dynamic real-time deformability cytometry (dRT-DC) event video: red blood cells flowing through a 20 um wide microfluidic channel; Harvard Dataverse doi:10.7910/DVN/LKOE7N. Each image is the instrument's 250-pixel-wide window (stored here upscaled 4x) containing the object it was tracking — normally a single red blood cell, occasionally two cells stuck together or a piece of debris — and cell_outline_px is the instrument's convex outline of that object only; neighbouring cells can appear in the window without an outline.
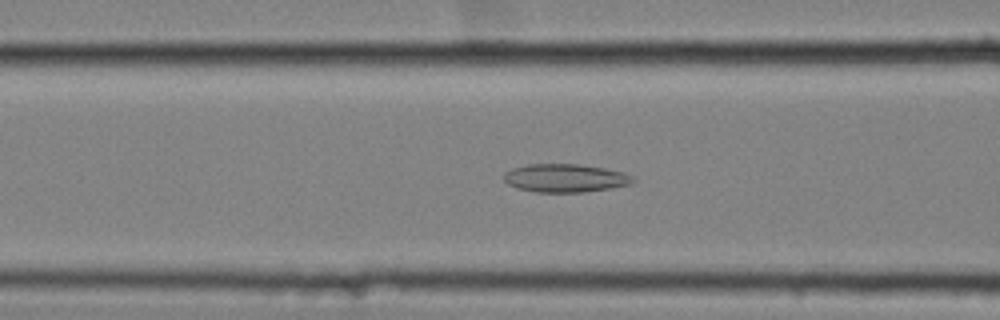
{"species": "common noctule bat (a hibernating species)", "species_latin": "Nyctalus noctula", "temperature_condition": "cold", "stored_images_in_passage": 46, "camera_frame_rate_fps": 3000, "um_per_image_px": 0.085, "animal": {"sex": "female", "body_mass_g": 25.1}, "frame": {"image": 1, "passage_image": 12, "time_ms": 3.667, "image_size_px": [1000, 320], "cell_outline_px": [[636, 180], [632, 184], [612, 188], [584, 192], [536, 192], [516, 188], [508, 184], [504, 180], [504, 172], [512, 168], [528, 164], [580, 164], [604, 168], [624, 172], [632, 176]], "centroid_in_image_um": [48.06, 15.14], "position_along_channel_um": 118.5, "area_um2": 21.44}}
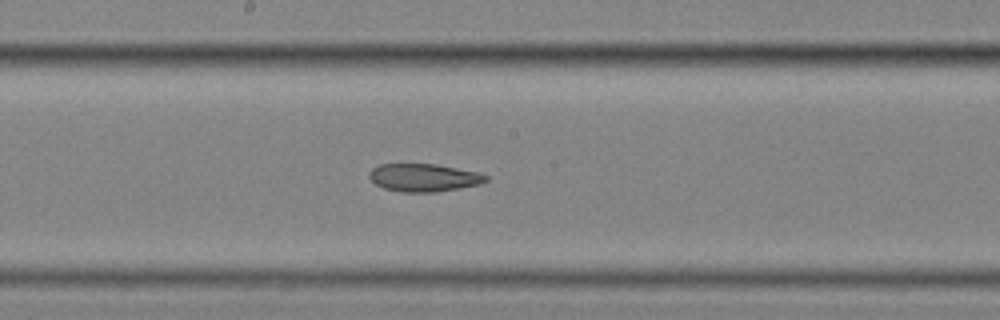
{"frame": {"image": 2, "passage_image": 20, "time_ms": 6.333, "image_size_px": [1000, 320], "cell_outline_px": [[488, 180], [480, 184], [436, 192], [400, 192], [384, 188], [376, 184], [368, 176], [368, 172], [372, 168], [380, 164], [436, 164], [476, 172], [488, 176]], "centroid_in_image_um": [35.99, 15.1], "position_along_channel_um": 212.2, "area_um2": 18.84}}
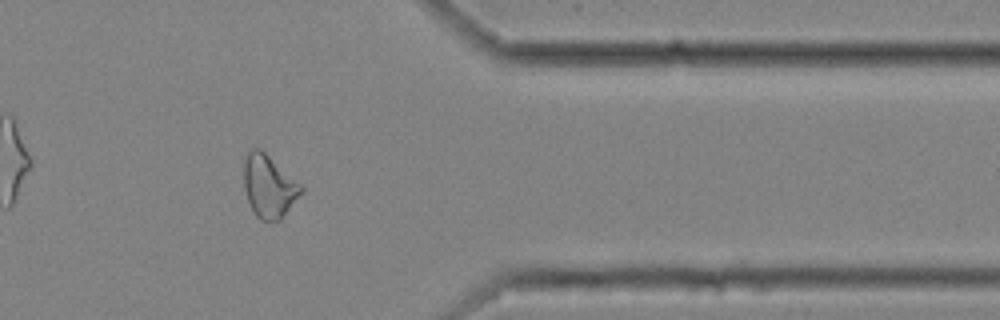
{"frame": {"image": 3, "passage_image": 36, "time_ms": 11.667, "image_size_px": [1000, 320], "cell_outline_px": [[304, 192], [280, 220], [260, 220], [256, 216], [248, 200], [244, 188], [244, 160], [248, 152], [252, 148], [260, 148], [300, 184], [304, 188]], "centroid_in_image_um": [22.86, 15.84], "position_along_channel_um": 388.5, "area_um2": 20.69}, "authors_computed_cell_mechanics": {"area_um2": 20.7502, "velocity_mm_per_s": 3.512, "shape_relaxation_time_tau1_ms": null, "shape_relaxation_time_tau2_ms": 5.5796, "deformation_change_tau1": null, "deformation_change_tau2": 0.1371}}